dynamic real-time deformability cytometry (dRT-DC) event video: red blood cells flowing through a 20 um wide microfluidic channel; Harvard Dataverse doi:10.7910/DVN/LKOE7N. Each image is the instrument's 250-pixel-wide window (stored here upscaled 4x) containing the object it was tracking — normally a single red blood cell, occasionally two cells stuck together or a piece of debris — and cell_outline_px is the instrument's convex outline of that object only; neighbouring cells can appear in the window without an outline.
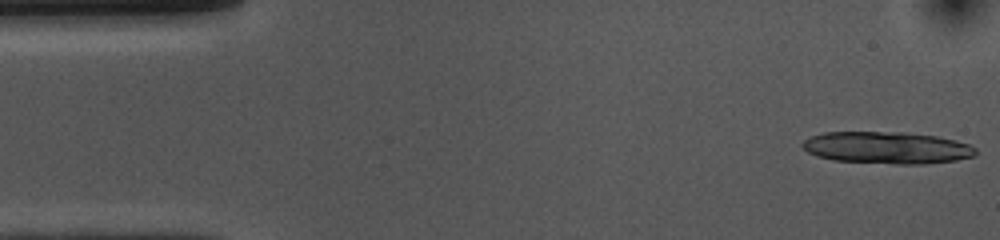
{"species": "common noctule bat (a hibernating species)", "species_latin": "Nyctalus noctula", "temperature_condition": "cold", "stored_images_in_passage": 12, "camera_frame_rate_fps": 3000, "um_per_image_px": 0.085, "animal": {"sex": "female", "body_mass_g": 10.0, "forearm_length_mm": 53.1}, "frame": {"image": 1, "passage_image": 1, "time_ms": 0.0, "image_size_px": [1000, 240], "cell_outline_px": [[976, 152], [972, 156], [956, 160], [924, 164], [896, 164], [832, 160], [816, 156], [808, 152], [800, 144], [804, 140], [812, 136], [824, 132], [900, 132], [936, 136], [968, 144], [976, 148]], "centroid_in_image_um": [75.35, 12.56], "position_along_channel_um": 9.7, "area_um2": 32.14}}